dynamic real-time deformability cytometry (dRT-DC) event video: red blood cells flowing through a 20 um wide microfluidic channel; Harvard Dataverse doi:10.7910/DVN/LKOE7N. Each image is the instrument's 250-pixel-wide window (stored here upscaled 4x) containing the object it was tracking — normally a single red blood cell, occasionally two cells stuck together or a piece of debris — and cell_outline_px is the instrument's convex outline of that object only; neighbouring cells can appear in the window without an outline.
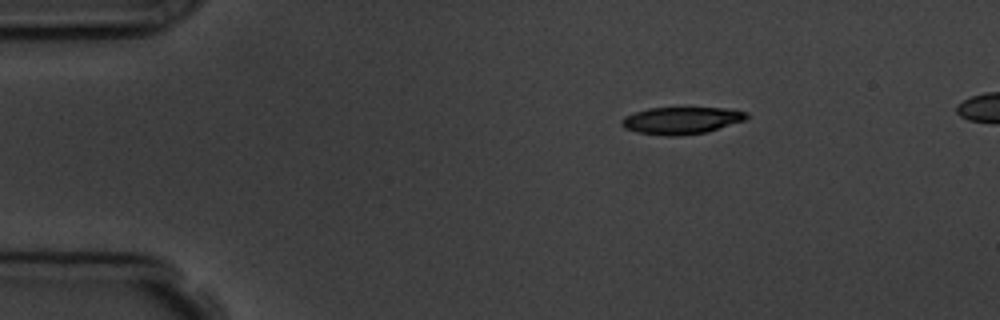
{"species": "common noctule bat (a hibernating species)", "species_latin": "Nyctalus noctula", "temperature_condition": "room temperature", "stored_images_in_passage": 4, "segment_of_instrument_passage": [1, 2], "camera_frame_rate_fps": 3000, "um_per_image_px": 0.085, "animal": {"sex": "male", "body_mass_g": 19.5, "forearm_length_mm": 54.6}, "frame": {"image": 1, "passage_image": 1, "time_ms": 0.0, "image_size_px": [1000, 320], "cell_outline_px": [[748, 120], [708, 132], [680, 136], [668, 136], [636, 132], [624, 128], [620, 124], [620, 120], [624, 116], [648, 108], [724, 108], [748, 112]], "centroid_in_image_um": [57.94, 10.25], "position_along_channel_um": 27.1, "area_um2": 20.0}}